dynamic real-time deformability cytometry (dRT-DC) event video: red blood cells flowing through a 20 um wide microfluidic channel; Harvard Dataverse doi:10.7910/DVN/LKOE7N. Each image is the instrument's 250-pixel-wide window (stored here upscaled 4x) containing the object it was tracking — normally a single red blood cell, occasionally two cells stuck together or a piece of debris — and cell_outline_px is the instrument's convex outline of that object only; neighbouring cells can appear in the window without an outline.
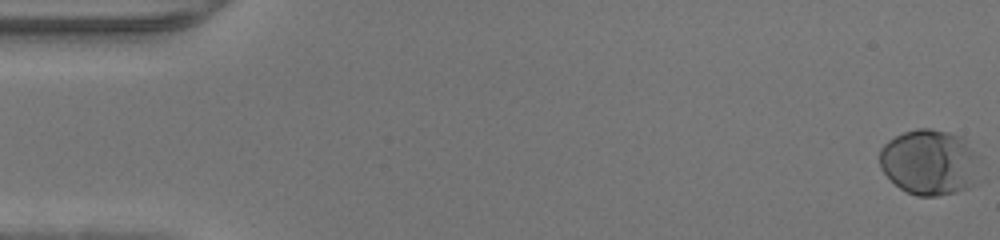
{"species": "human", "species_latin": "Homo sapiens", "temperature_condition": "warm", "stored_images_in_passage": 45, "camera_frame_rate_fps": 3000, "um_per_image_px": 0.085, "donor": {"sex": "male"}, "frame": {"image": 1, "passage_image": 1, "time_ms": 0.0, "image_size_px": [1000, 240], "cell_outline_px": [[980, 156], [968, 188], [956, 192], [936, 196], [920, 196], [908, 192], [900, 188], [880, 168], [880, 148], [888, 140], [904, 132], [916, 128], [932, 128], [948, 132], [960, 136]], "centroid_in_image_um": [78.96, 13.76], "position_along_channel_um": 6.0, "area_um2": 37.74}}
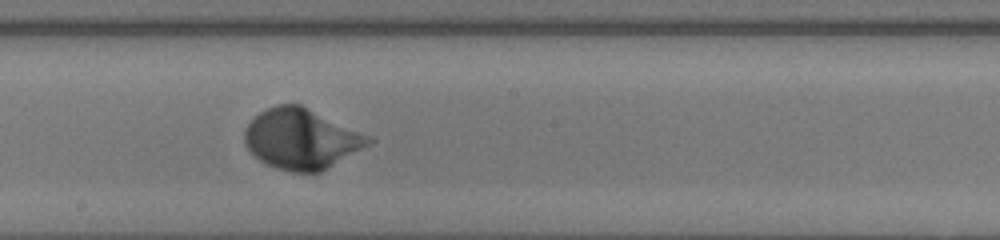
{"frame": {"image": 2, "passage_image": 27, "time_ms": 8.667, "image_size_px": [1000, 240], "cell_outline_px": [[372, 140], [368, 144], [328, 168], [320, 172], [292, 172], [276, 168], [260, 160], [244, 144], [244, 128], [252, 116], [276, 104], [300, 104], [368, 136]], "centroid_in_image_um": [25.53, 11.8], "position_along_channel_um": 222.7, "area_um2": 42.89}}
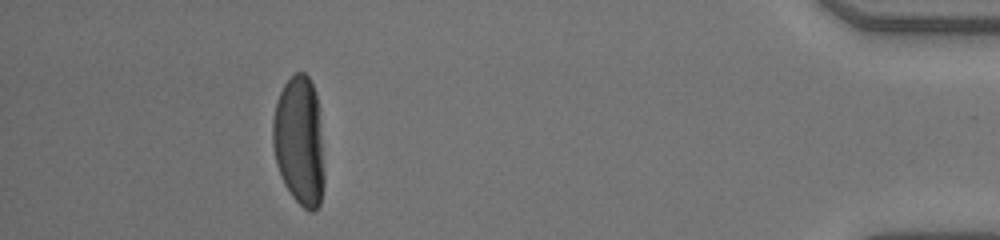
{"frame": {"image": 3, "passage_image": 44, "time_ms": 14.333, "image_size_px": [1000, 240], "cell_outline_px": [[324, 184], [320, 204], [312, 212], [308, 212], [292, 196], [284, 184], [276, 164], [272, 144], [272, 120], [276, 100], [284, 84], [296, 72], [304, 72], [308, 76], [316, 92], [324, 172]], "centroid_in_image_um": [25.42, 12.0], "position_along_channel_um": 409.8, "area_um2": 38.78}}